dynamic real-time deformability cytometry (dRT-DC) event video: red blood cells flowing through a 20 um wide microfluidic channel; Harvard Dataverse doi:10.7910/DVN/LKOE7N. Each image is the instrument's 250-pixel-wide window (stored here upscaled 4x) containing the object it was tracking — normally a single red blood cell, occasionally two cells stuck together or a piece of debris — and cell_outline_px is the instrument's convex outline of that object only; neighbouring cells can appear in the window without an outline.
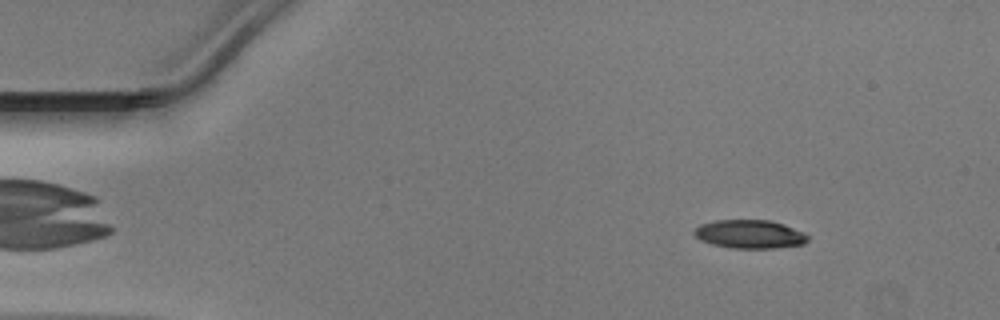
{"species": "Egyptian fruit bat (a non-hibernating species)", "species_latin": "Rousettus aegyptiacus", "temperature_condition": "warm", "stored_images_in_passage": 46, "camera_frame_rate_fps": 3000, "um_per_image_px": 0.085, "animal": {"sex": "male"}, "frame": {"image": 1, "passage_image": 3, "time_ms": 0.667, "image_size_px": [1000, 320], "cell_outline_px": [[808, 240], [804, 244], [776, 248], [732, 248], [712, 244], [700, 240], [692, 232], [700, 224], [716, 220], [772, 220], [784, 224], [804, 232], [808, 236]], "centroid_in_image_um": [63.74, 19.9], "position_along_channel_um": 21.3, "area_um2": 18.96}}
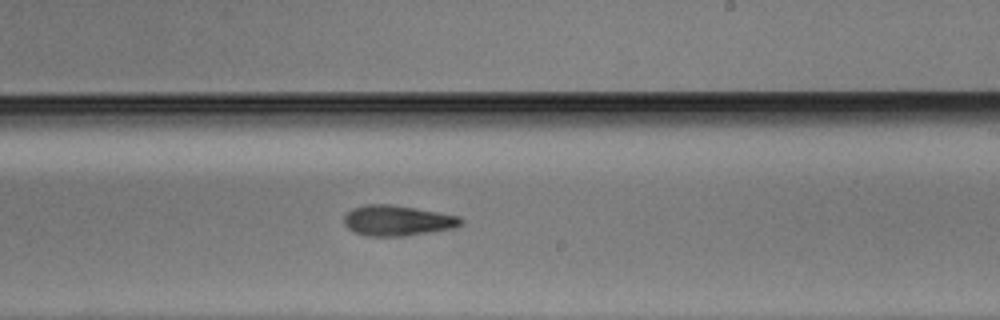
{"frame": {"image": 2, "passage_image": 26, "time_ms": 8.333, "image_size_px": [1000, 320], "cell_outline_px": [[464, 224], [456, 228], [408, 236], [368, 236], [352, 232], [344, 224], [344, 216], [352, 208], [364, 204], [392, 204], [460, 216], [464, 220]], "centroid_in_image_um": [33.81, 18.75], "position_along_channel_um": 255.2, "area_um2": 21.1}}
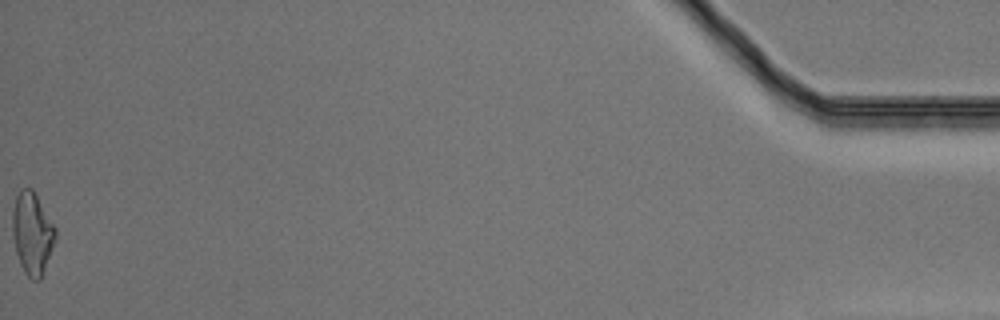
{"frame": {"image": 3, "passage_image": 46, "time_ms": 15.0, "image_size_px": [1000, 320], "cell_outline_px": [[56, 236], [52, 248], [40, 280], [32, 280], [24, 272], [20, 264], [16, 252], [12, 236], [12, 212], [16, 196], [20, 188], [32, 188], [56, 228]], "centroid_in_image_um": [2.72, 19.82], "position_along_channel_um": 432.5, "area_um2": 20.46}}